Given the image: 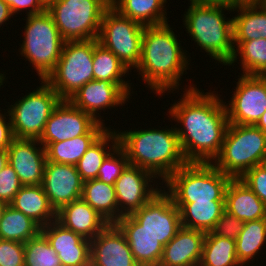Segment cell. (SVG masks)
I'll return each mask as SVG.
<instances>
[{"mask_svg":"<svg viewBox=\"0 0 266 266\" xmlns=\"http://www.w3.org/2000/svg\"><path fill=\"white\" fill-rule=\"evenodd\" d=\"M193 86L183 91L168 113L182 125L175 129L186 161L212 163L220 153L229 124L226 102L213 91L204 93Z\"/></svg>","mask_w":266,"mask_h":266,"instance_id":"obj_1","label":"cell"},{"mask_svg":"<svg viewBox=\"0 0 266 266\" xmlns=\"http://www.w3.org/2000/svg\"><path fill=\"white\" fill-rule=\"evenodd\" d=\"M179 42L168 22L144 27L141 57L135 69L157 95L179 90L180 78L190 65Z\"/></svg>","mask_w":266,"mask_h":266,"instance_id":"obj_2","label":"cell"},{"mask_svg":"<svg viewBox=\"0 0 266 266\" xmlns=\"http://www.w3.org/2000/svg\"><path fill=\"white\" fill-rule=\"evenodd\" d=\"M119 146L125 151L129 165L151 172L165 181L188 162L184 158L175 126L171 129L116 131Z\"/></svg>","mask_w":266,"mask_h":266,"instance_id":"obj_3","label":"cell"},{"mask_svg":"<svg viewBox=\"0 0 266 266\" xmlns=\"http://www.w3.org/2000/svg\"><path fill=\"white\" fill-rule=\"evenodd\" d=\"M223 10L232 12L233 7L196 4L184 14L183 22L192 40L218 63L228 65L234 53L233 18L226 20ZM225 16V17H224Z\"/></svg>","mask_w":266,"mask_h":266,"instance_id":"obj_4","label":"cell"},{"mask_svg":"<svg viewBox=\"0 0 266 266\" xmlns=\"http://www.w3.org/2000/svg\"><path fill=\"white\" fill-rule=\"evenodd\" d=\"M212 164L231 178H240L266 163V133L255 125L228 124L223 144Z\"/></svg>","mask_w":266,"mask_h":266,"instance_id":"obj_5","label":"cell"},{"mask_svg":"<svg viewBox=\"0 0 266 266\" xmlns=\"http://www.w3.org/2000/svg\"><path fill=\"white\" fill-rule=\"evenodd\" d=\"M231 177L212 163H187L165 181L174 203L225 201Z\"/></svg>","mask_w":266,"mask_h":266,"instance_id":"obj_6","label":"cell"},{"mask_svg":"<svg viewBox=\"0 0 266 266\" xmlns=\"http://www.w3.org/2000/svg\"><path fill=\"white\" fill-rule=\"evenodd\" d=\"M111 0H47L52 16L64 41L98 39L102 17Z\"/></svg>","mask_w":266,"mask_h":266,"instance_id":"obj_7","label":"cell"},{"mask_svg":"<svg viewBox=\"0 0 266 266\" xmlns=\"http://www.w3.org/2000/svg\"><path fill=\"white\" fill-rule=\"evenodd\" d=\"M24 27V40L20 53L32 63L40 80L46 78L54 71L61 57L64 40L50 13L27 15ZM34 65V66H33Z\"/></svg>","mask_w":266,"mask_h":266,"instance_id":"obj_8","label":"cell"},{"mask_svg":"<svg viewBox=\"0 0 266 266\" xmlns=\"http://www.w3.org/2000/svg\"><path fill=\"white\" fill-rule=\"evenodd\" d=\"M94 39L65 41L54 71L46 78L62 100H68L93 80Z\"/></svg>","mask_w":266,"mask_h":266,"instance_id":"obj_9","label":"cell"},{"mask_svg":"<svg viewBox=\"0 0 266 266\" xmlns=\"http://www.w3.org/2000/svg\"><path fill=\"white\" fill-rule=\"evenodd\" d=\"M61 100L53 88L42 80L35 91L11 104L7 113L14 138L39 140L48 118Z\"/></svg>","mask_w":266,"mask_h":266,"instance_id":"obj_10","label":"cell"},{"mask_svg":"<svg viewBox=\"0 0 266 266\" xmlns=\"http://www.w3.org/2000/svg\"><path fill=\"white\" fill-rule=\"evenodd\" d=\"M144 27L110 6L101 21L98 42L109 49L130 71L138 66Z\"/></svg>","mask_w":266,"mask_h":266,"instance_id":"obj_11","label":"cell"},{"mask_svg":"<svg viewBox=\"0 0 266 266\" xmlns=\"http://www.w3.org/2000/svg\"><path fill=\"white\" fill-rule=\"evenodd\" d=\"M234 90L225 104L229 123L255 125L266 111V76L242 74Z\"/></svg>","mask_w":266,"mask_h":266,"instance_id":"obj_12","label":"cell"},{"mask_svg":"<svg viewBox=\"0 0 266 266\" xmlns=\"http://www.w3.org/2000/svg\"><path fill=\"white\" fill-rule=\"evenodd\" d=\"M131 216L144 231L155 236L164 246L182 227L180 210L172 197L162 189Z\"/></svg>","mask_w":266,"mask_h":266,"instance_id":"obj_13","label":"cell"},{"mask_svg":"<svg viewBox=\"0 0 266 266\" xmlns=\"http://www.w3.org/2000/svg\"><path fill=\"white\" fill-rule=\"evenodd\" d=\"M99 123L92 115L61 100L48 118L38 140L44 147L89 133Z\"/></svg>","mask_w":266,"mask_h":266,"instance_id":"obj_14","label":"cell"},{"mask_svg":"<svg viewBox=\"0 0 266 266\" xmlns=\"http://www.w3.org/2000/svg\"><path fill=\"white\" fill-rule=\"evenodd\" d=\"M156 177L140 167L128 165L114 187L118 204V220L125 215H131L144 206L161 189L154 188L151 183ZM152 180V181H151ZM150 186V187H149Z\"/></svg>","mask_w":266,"mask_h":266,"instance_id":"obj_15","label":"cell"},{"mask_svg":"<svg viewBox=\"0 0 266 266\" xmlns=\"http://www.w3.org/2000/svg\"><path fill=\"white\" fill-rule=\"evenodd\" d=\"M42 187L57 212L62 206L81 198L83 181L76 165L47 161Z\"/></svg>","mask_w":266,"mask_h":266,"instance_id":"obj_16","label":"cell"},{"mask_svg":"<svg viewBox=\"0 0 266 266\" xmlns=\"http://www.w3.org/2000/svg\"><path fill=\"white\" fill-rule=\"evenodd\" d=\"M41 145L37 139L14 138L7 149L8 164L15 170L22 186L42 185L47 158L45 147Z\"/></svg>","mask_w":266,"mask_h":266,"instance_id":"obj_17","label":"cell"},{"mask_svg":"<svg viewBox=\"0 0 266 266\" xmlns=\"http://www.w3.org/2000/svg\"><path fill=\"white\" fill-rule=\"evenodd\" d=\"M90 263L92 266H140L115 223H109L90 241Z\"/></svg>","mask_w":266,"mask_h":266,"instance_id":"obj_18","label":"cell"},{"mask_svg":"<svg viewBox=\"0 0 266 266\" xmlns=\"http://www.w3.org/2000/svg\"><path fill=\"white\" fill-rule=\"evenodd\" d=\"M128 98L130 100L129 94L119 84L92 80L83 85L68 100L75 107L104 123L105 120H101L102 116L97 112L106 108L110 109V107H118L120 104L123 105Z\"/></svg>","mask_w":266,"mask_h":266,"instance_id":"obj_19","label":"cell"},{"mask_svg":"<svg viewBox=\"0 0 266 266\" xmlns=\"http://www.w3.org/2000/svg\"><path fill=\"white\" fill-rule=\"evenodd\" d=\"M62 266H85L90 263V240L54 220L41 227Z\"/></svg>","mask_w":266,"mask_h":266,"instance_id":"obj_20","label":"cell"},{"mask_svg":"<svg viewBox=\"0 0 266 266\" xmlns=\"http://www.w3.org/2000/svg\"><path fill=\"white\" fill-rule=\"evenodd\" d=\"M206 233L181 227L163 248L158 266H199Z\"/></svg>","mask_w":266,"mask_h":266,"instance_id":"obj_21","label":"cell"},{"mask_svg":"<svg viewBox=\"0 0 266 266\" xmlns=\"http://www.w3.org/2000/svg\"><path fill=\"white\" fill-rule=\"evenodd\" d=\"M126 237L132 255L140 266H158L164 245L153 235L144 231L131 216H122L115 223Z\"/></svg>","mask_w":266,"mask_h":266,"instance_id":"obj_22","label":"cell"},{"mask_svg":"<svg viewBox=\"0 0 266 266\" xmlns=\"http://www.w3.org/2000/svg\"><path fill=\"white\" fill-rule=\"evenodd\" d=\"M56 220L64 227L90 241L109 224L82 198L62 206L56 212Z\"/></svg>","mask_w":266,"mask_h":266,"instance_id":"obj_23","label":"cell"},{"mask_svg":"<svg viewBox=\"0 0 266 266\" xmlns=\"http://www.w3.org/2000/svg\"><path fill=\"white\" fill-rule=\"evenodd\" d=\"M225 210L243 222L266 218L265 204L240 178L226 187Z\"/></svg>","mask_w":266,"mask_h":266,"instance_id":"obj_24","label":"cell"},{"mask_svg":"<svg viewBox=\"0 0 266 266\" xmlns=\"http://www.w3.org/2000/svg\"><path fill=\"white\" fill-rule=\"evenodd\" d=\"M239 14L233 17V41L266 39V3L246 0L233 7Z\"/></svg>","mask_w":266,"mask_h":266,"instance_id":"obj_25","label":"cell"},{"mask_svg":"<svg viewBox=\"0 0 266 266\" xmlns=\"http://www.w3.org/2000/svg\"><path fill=\"white\" fill-rule=\"evenodd\" d=\"M9 205L41 227L56 220V211L50 205L42 185L22 186Z\"/></svg>","mask_w":266,"mask_h":266,"instance_id":"obj_26","label":"cell"},{"mask_svg":"<svg viewBox=\"0 0 266 266\" xmlns=\"http://www.w3.org/2000/svg\"><path fill=\"white\" fill-rule=\"evenodd\" d=\"M99 122L89 133L45 147L47 161L76 165L87 149L109 128Z\"/></svg>","mask_w":266,"mask_h":266,"instance_id":"obj_27","label":"cell"},{"mask_svg":"<svg viewBox=\"0 0 266 266\" xmlns=\"http://www.w3.org/2000/svg\"><path fill=\"white\" fill-rule=\"evenodd\" d=\"M180 210L183 227L210 232L225 211V201L174 203Z\"/></svg>","mask_w":266,"mask_h":266,"instance_id":"obj_28","label":"cell"},{"mask_svg":"<svg viewBox=\"0 0 266 266\" xmlns=\"http://www.w3.org/2000/svg\"><path fill=\"white\" fill-rule=\"evenodd\" d=\"M166 2L167 0H111V6L122 16L143 26H151L168 22L164 7Z\"/></svg>","mask_w":266,"mask_h":266,"instance_id":"obj_29","label":"cell"},{"mask_svg":"<svg viewBox=\"0 0 266 266\" xmlns=\"http://www.w3.org/2000/svg\"><path fill=\"white\" fill-rule=\"evenodd\" d=\"M129 71L109 49L100 44L98 39H94L93 80L119 84L130 95L131 83L122 78Z\"/></svg>","mask_w":266,"mask_h":266,"instance_id":"obj_30","label":"cell"},{"mask_svg":"<svg viewBox=\"0 0 266 266\" xmlns=\"http://www.w3.org/2000/svg\"><path fill=\"white\" fill-rule=\"evenodd\" d=\"M81 198L109 223L118 221V204L114 185L99 179L83 182Z\"/></svg>","mask_w":266,"mask_h":266,"instance_id":"obj_31","label":"cell"},{"mask_svg":"<svg viewBox=\"0 0 266 266\" xmlns=\"http://www.w3.org/2000/svg\"><path fill=\"white\" fill-rule=\"evenodd\" d=\"M109 143H111V147H109ZM118 145L119 140L116 130L112 131V129L109 128V130L107 129L93 143V145L87 149L85 154L76 164L77 171L83 182L93 180L98 177V172L103 161Z\"/></svg>","mask_w":266,"mask_h":266,"instance_id":"obj_32","label":"cell"},{"mask_svg":"<svg viewBox=\"0 0 266 266\" xmlns=\"http://www.w3.org/2000/svg\"><path fill=\"white\" fill-rule=\"evenodd\" d=\"M41 232V226L21 211L7 205L0 221V239L26 243Z\"/></svg>","mask_w":266,"mask_h":266,"instance_id":"obj_33","label":"cell"},{"mask_svg":"<svg viewBox=\"0 0 266 266\" xmlns=\"http://www.w3.org/2000/svg\"><path fill=\"white\" fill-rule=\"evenodd\" d=\"M233 44L236 49H234L232 60L227 66L234 64L240 58L243 75L266 76V39L233 41ZM238 55L240 57L237 58Z\"/></svg>","mask_w":266,"mask_h":266,"instance_id":"obj_34","label":"cell"},{"mask_svg":"<svg viewBox=\"0 0 266 266\" xmlns=\"http://www.w3.org/2000/svg\"><path fill=\"white\" fill-rule=\"evenodd\" d=\"M266 244V218L244 222L236 239V254L241 265H247Z\"/></svg>","mask_w":266,"mask_h":266,"instance_id":"obj_35","label":"cell"},{"mask_svg":"<svg viewBox=\"0 0 266 266\" xmlns=\"http://www.w3.org/2000/svg\"><path fill=\"white\" fill-rule=\"evenodd\" d=\"M199 266H242L236 254V240L206 233Z\"/></svg>","mask_w":266,"mask_h":266,"instance_id":"obj_36","label":"cell"},{"mask_svg":"<svg viewBox=\"0 0 266 266\" xmlns=\"http://www.w3.org/2000/svg\"><path fill=\"white\" fill-rule=\"evenodd\" d=\"M24 264L25 266H62L56 251L42 232L24 243Z\"/></svg>","mask_w":266,"mask_h":266,"instance_id":"obj_37","label":"cell"},{"mask_svg":"<svg viewBox=\"0 0 266 266\" xmlns=\"http://www.w3.org/2000/svg\"><path fill=\"white\" fill-rule=\"evenodd\" d=\"M128 165L127 155L118 145L103 161L97 179L106 184L114 185Z\"/></svg>","mask_w":266,"mask_h":266,"instance_id":"obj_38","label":"cell"},{"mask_svg":"<svg viewBox=\"0 0 266 266\" xmlns=\"http://www.w3.org/2000/svg\"><path fill=\"white\" fill-rule=\"evenodd\" d=\"M243 225L244 222L242 220L225 210L216 221L211 231L207 233L210 235H217L219 237L236 240L242 231Z\"/></svg>","mask_w":266,"mask_h":266,"instance_id":"obj_39","label":"cell"},{"mask_svg":"<svg viewBox=\"0 0 266 266\" xmlns=\"http://www.w3.org/2000/svg\"><path fill=\"white\" fill-rule=\"evenodd\" d=\"M21 187L22 184L15 170L7 164L0 171V200L9 205Z\"/></svg>","mask_w":266,"mask_h":266,"instance_id":"obj_40","label":"cell"},{"mask_svg":"<svg viewBox=\"0 0 266 266\" xmlns=\"http://www.w3.org/2000/svg\"><path fill=\"white\" fill-rule=\"evenodd\" d=\"M240 179L262 200L266 206V163L254 166L245 172Z\"/></svg>","mask_w":266,"mask_h":266,"instance_id":"obj_41","label":"cell"},{"mask_svg":"<svg viewBox=\"0 0 266 266\" xmlns=\"http://www.w3.org/2000/svg\"><path fill=\"white\" fill-rule=\"evenodd\" d=\"M0 266H25L24 243L0 239Z\"/></svg>","mask_w":266,"mask_h":266,"instance_id":"obj_42","label":"cell"},{"mask_svg":"<svg viewBox=\"0 0 266 266\" xmlns=\"http://www.w3.org/2000/svg\"><path fill=\"white\" fill-rule=\"evenodd\" d=\"M9 7L12 14H18L22 9L27 11L26 15L42 13L46 10L47 0H3Z\"/></svg>","mask_w":266,"mask_h":266,"instance_id":"obj_43","label":"cell"},{"mask_svg":"<svg viewBox=\"0 0 266 266\" xmlns=\"http://www.w3.org/2000/svg\"><path fill=\"white\" fill-rule=\"evenodd\" d=\"M5 116H9V113L8 115H4L0 112V149L7 150L14 139V136L11 128L10 117H8L9 120L7 122Z\"/></svg>","mask_w":266,"mask_h":266,"instance_id":"obj_44","label":"cell"},{"mask_svg":"<svg viewBox=\"0 0 266 266\" xmlns=\"http://www.w3.org/2000/svg\"><path fill=\"white\" fill-rule=\"evenodd\" d=\"M246 0H190L192 3L196 4H207V5H222L234 7Z\"/></svg>","mask_w":266,"mask_h":266,"instance_id":"obj_45","label":"cell"},{"mask_svg":"<svg viewBox=\"0 0 266 266\" xmlns=\"http://www.w3.org/2000/svg\"><path fill=\"white\" fill-rule=\"evenodd\" d=\"M11 16L13 17L14 15L12 14L10 7L3 0H0V27L4 23L6 24L5 21H9Z\"/></svg>","mask_w":266,"mask_h":266,"instance_id":"obj_46","label":"cell"},{"mask_svg":"<svg viewBox=\"0 0 266 266\" xmlns=\"http://www.w3.org/2000/svg\"><path fill=\"white\" fill-rule=\"evenodd\" d=\"M8 164V153L5 149H0V171Z\"/></svg>","mask_w":266,"mask_h":266,"instance_id":"obj_47","label":"cell"},{"mask_svg":"<svg viewBox=\"0 0 266 266\" xmlns=\"http://www.w3.org/2000/svg\"><path fill=\"white\" fill-rule=\"evenodd\" d=\"M257 128L262 130L264 133H266V111L263 113V115L260 117L258 122L255 124Z\"/></svg>","mask_w":266,"mask_h":266,"instance_id":"obj_48","label":"cell"},{"mask_svg":"<svg viewBox=\"0 0 266 266\" xmlns=\"http://www.w3.org/2000/svg\"><path fill=\"white\" fill-rule=\"evenodd\" d=\"M6 206H7V204L0 200V221H1L2 213H3L4 209L6 208Z\"/></svg>","mask_w":266,"mask_h":266,"instance_id":"obj_49","label":"cell"},{"mask_svg":"<svg viewBox=\"0 0 266 266\" xmlns=\"http://www.w3.org/2000/svg\"><path fill=\"white\" fill-rule=\"evenodd\" d=\"M5 74L3 73H0V87H1V85H3V83H5L4 81H5V76H4Z\"/></svg>","mask_w":266,"mask_h":266,"instance_id":"obj_50","label":"cell"}]
</instances>
